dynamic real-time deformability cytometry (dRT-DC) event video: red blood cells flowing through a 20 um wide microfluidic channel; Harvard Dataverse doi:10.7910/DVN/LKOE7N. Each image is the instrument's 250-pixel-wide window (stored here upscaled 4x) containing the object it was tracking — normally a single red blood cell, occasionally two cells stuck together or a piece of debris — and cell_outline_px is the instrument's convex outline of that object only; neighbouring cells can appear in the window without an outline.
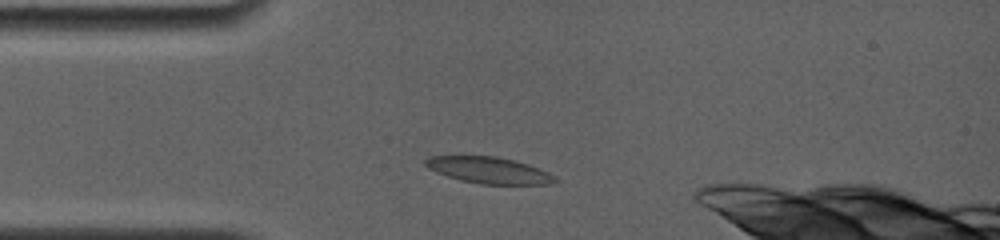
{"species": "common noctule bat (a hibernating species)", "species_latin": "Nyctalus noctula", "temperature_condition": "room temperature", "stored_images_in_passage": 5, "camera_frame_rate_fps": 4000, "um_per_image_px": 0.085, "animal": {"sex": "female", "body_mass_g": 19.0, "forearm_length_mm": 56.7}, "frame": {"image": 1, "passage_image": 1, "time_ms": 0.0, "image_size_px": [1000, 240], "cell_outline_px": [[560, 180], [548, 184], [480, 184], [460, 180], [436, 172], [428, 168], [424, 164], [424, 160], [428, 156], [496, 156], [528, 164], [548, 172]], "centroid_in_image_um": [41.54, 14.47], "position_along_channel_um": 43.5, "area_um2": 19.88}}
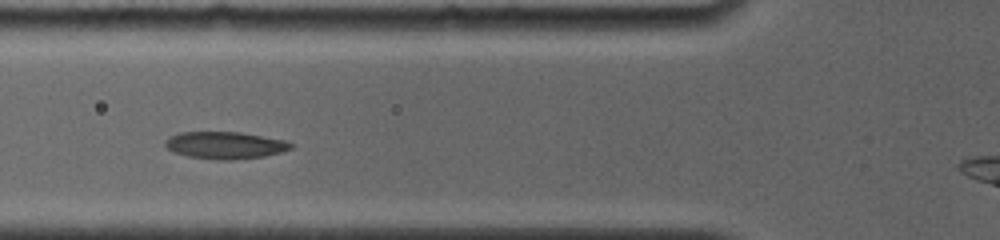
{"frame": {"image": 2, "passage_image": 3, "time_ms": 2.0, "image_size_px": [1000, 240], "cell_outline_px": [[292, 148], [280, 152], [264, 156], [236, 160], [216, 160], [188, 156], [176, 152], [168, 148], [164, 144], [164, 140], [180, 132], [240, 132], [284, 140], [292, 144]], "centroid_in_image_um": [19.13, 12.35], "position_along_channel_um": 106.7, "area_um2": 19.71}}
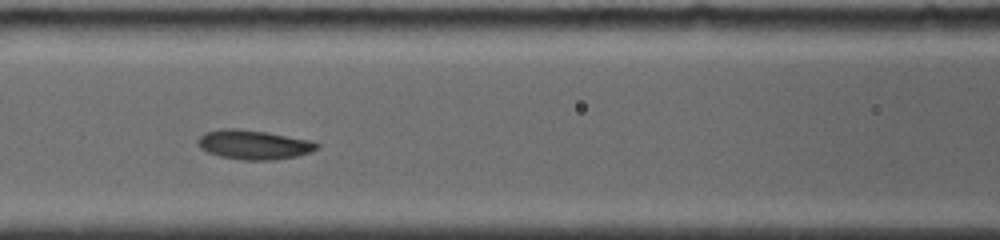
{"frame": {"image": 3, "passage_image": 4, "time_ms": 3.0, "image_size_px": [1000, 240], "cell_outline_px": [[320, 148], [312, 152], [296, 156], [276, 160], [244, 160], [220, 156], [208, 152], [200, 148], [196, 144], [196, 140], [204, 132], [220, 128], [240, 128], [268, 132], [316, 140], [320, 144]], "centroid_in_image_um": [21.62, 12.28], "position_along_channel_um": 145.0, "area_um2": 20.98}}